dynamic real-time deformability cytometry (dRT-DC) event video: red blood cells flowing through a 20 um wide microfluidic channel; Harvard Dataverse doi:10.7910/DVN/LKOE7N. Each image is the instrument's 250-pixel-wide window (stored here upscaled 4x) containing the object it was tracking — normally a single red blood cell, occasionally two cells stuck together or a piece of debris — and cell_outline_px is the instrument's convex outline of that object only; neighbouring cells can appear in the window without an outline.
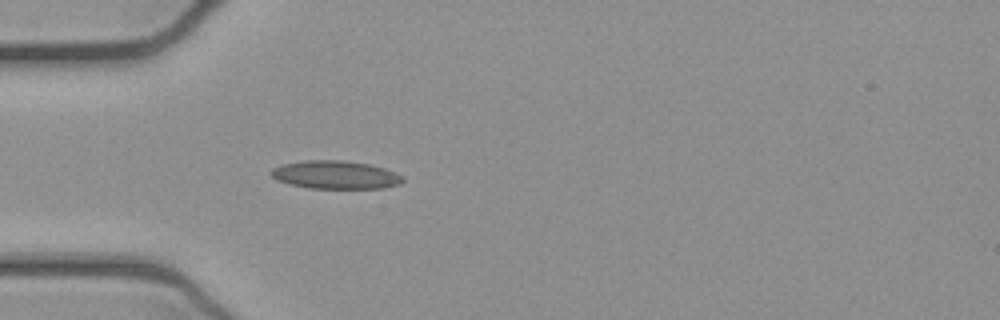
{"species": "common noctule bat (a hibernating species)", "species_latin": "Nyctalus noctula", "temperature_condition": "cold", "stored_images_in_passage": 38, "camera_frame_rate_fps": 3000, "um_per_image_px": 0.085, "animal": {"sex": "female", "body_mass_g": 21.9}, "frame": {"image": 1, "passage_image": 1, "time_ms": 0.0, "image_size_px": [1000, 320], "cell_outline_px": [[404, 180], [400, 184], [384, 188], [308, 188], [288, 184], [276, 180], [268, 172], [272, 168], [280, 164], [304, 160], [344, 160], [368, 164], [384, 168], [396, 172], [404, 176]], "centroid_in_image_um": [28.49, 14.85], "position_along_channel_um": 56.5, "area_um2": 21.91}}
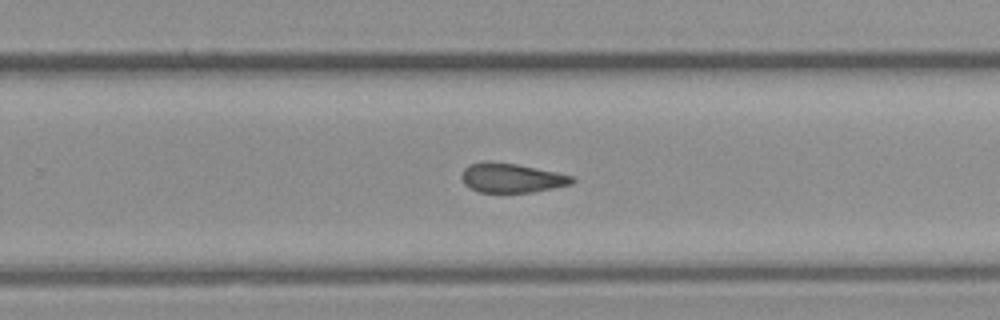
{"frame": {"image": 2, "passage_image": 19, "time_ms": 6.0, "image_size_px": [1000, 320], "cell_outline_px": [[576, 180], [572, 184], [532, 192], [480, 192], [464, 184], [460, 176], [464, 168], [468, 164], [480, 160], [492, 160], [516, 164], [556, 172], [572, 176]], "centroid_in_image_um": [43.43, 15.09], "position_along_channel_um": 286.4, "area_um2": 19.07}}
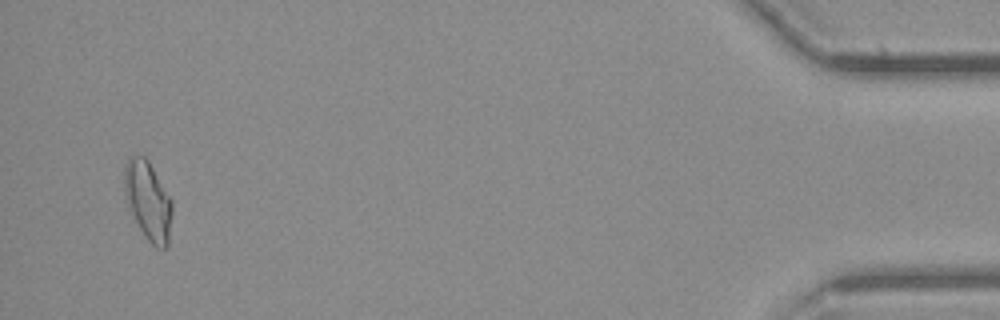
{"frame": {"image": 3, "passage_image": 36, "time_ms": 11.667, "image_size_px": [1000, 320], "cell_outline_px": [[172, 212], [168, 248], [156, 248], [148, 240], [128, 212], [124, 196], [124, 164], [128, 156], [144, 156], [148, 160], [172, 200]], "centroid_in_image_um": [12.55, 17.07], "position_along_channel_um": 422.6, "area_um2": 22.37}, "authors_computed_cell_mechanics": {"area_um2": 19.7676, "velocity_mm_per_s": 3.9015, "shape_relaxation_time_tau1_ms": null, "shape_relaxation_time_tau2_ms": 6.4126, "deformation_change_tau1": null, "deformation_change_tau2": 0.1373}}